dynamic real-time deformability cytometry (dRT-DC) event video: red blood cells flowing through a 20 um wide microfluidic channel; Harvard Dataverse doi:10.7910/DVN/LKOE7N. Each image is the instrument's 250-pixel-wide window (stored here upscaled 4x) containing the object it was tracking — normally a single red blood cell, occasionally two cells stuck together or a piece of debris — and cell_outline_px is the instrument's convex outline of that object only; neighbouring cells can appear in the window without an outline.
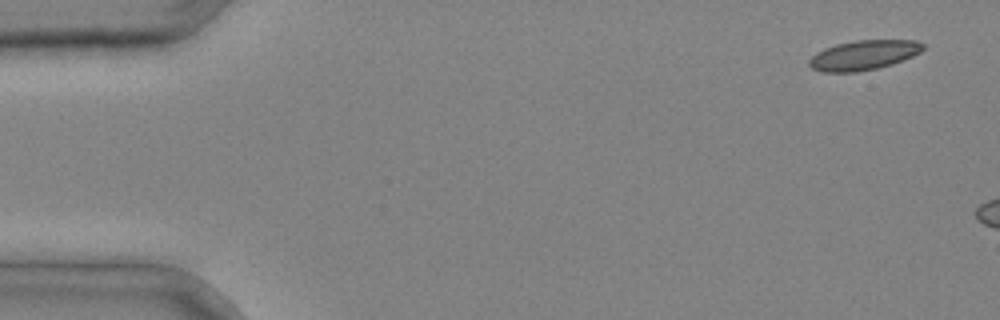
{"species": "common noctule bat (a hibernating species)", "species_latin": "Nyctalus noctula", "temperature_condition": "cold", "stored_images_in_passage": 2, "camera_frame_rate_fps": 3000, "um_per_image_px": 0.085, "animal": {"sex": "male", "body_mass_g": 20.4}, "frame": {"image": 1, "passage_image": 1, "time_ms": 0.0, "image_size_px": [1000, 320], "cell_outline_px": [[924, 48], [920, 52], [912, 56], [892, 64], [876, 68], [856, 72], [820, 72], [812, 68], [808, 64], [808, 60], [816, 52], [824, 48], [836, 44], [856, 40], [916, 40], [924, 44]], "centroid_in_image_um": [73.38, 4.68], "position_along_channel_um": 11.6, "area_um2": 19.71}}